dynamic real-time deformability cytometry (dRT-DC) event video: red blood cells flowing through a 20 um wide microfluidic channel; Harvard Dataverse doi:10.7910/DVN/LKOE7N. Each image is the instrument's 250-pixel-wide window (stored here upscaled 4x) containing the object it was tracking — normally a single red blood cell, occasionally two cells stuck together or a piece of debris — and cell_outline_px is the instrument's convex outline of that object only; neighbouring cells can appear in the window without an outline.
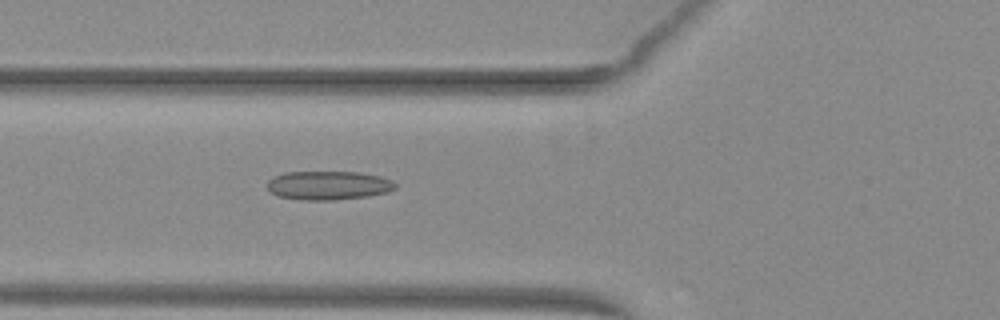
{"species": "common noctule bat (a hibernating species)", "species_latin": "Nyctalus noctula", "temperature_condition": "warm", "stored_images_in_passage": 22, "camera_frame_rate_fps": 3000, "um_per_image_px": 0.085, "animal": {"sex": "female", "body_mass_g": 29.2, "forearm_length_mm": 56.3}, "frame": {"image": 1, "passage_image": 4, "time_ms": 1.0, "image_size_px": [1000, 320], "cell_outline_px": [[396, 188], [388, 192], [368, 196], [332, 200], [300, 200], [280, 196], [272, 192], [268, 188], [268, 180], [272, 176], [284, 172], [360, 172], [380, 176], [392, 180], [396, 184]], "centroid_in_image_um": [27.92, 15.75], "position_along_channel_um": 97.9, "area_um2": 21.56}}
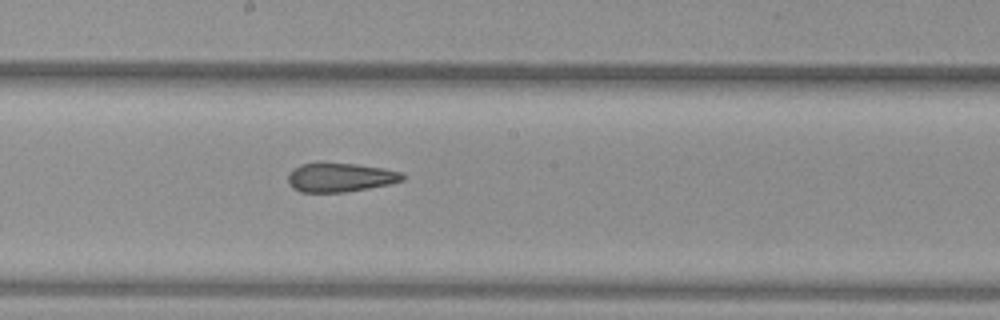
{"frame": {"image": 2, "passage_image": 13, "time_ms": 4.0, "image_size_px": [1000, 320], "cell_outline_px": [[408, 176], [404, 180], [388, 184], [368, 188], [344, 192], [300, 192], [292, 188], [288, 184], [288, 176], [300, 164], [320, 160], [356, 164], [384, 168], [400, 172]], "centroid_in_image_um": [28.9, 15.05], "position_along_channel_um": 219.3, "area_um2": 19.83}}
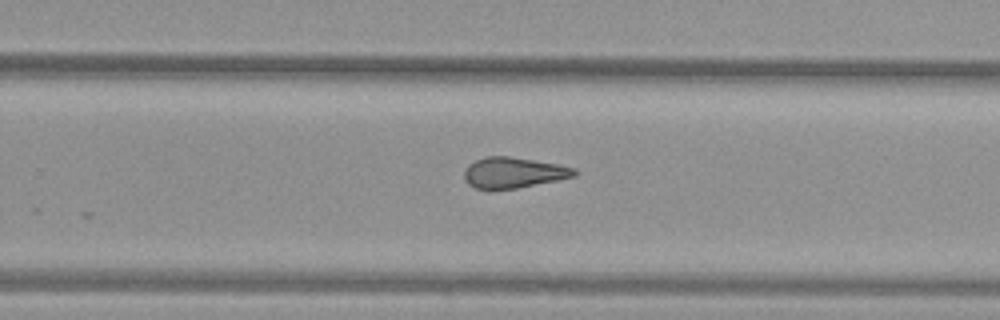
{"frame": {"image": 3, "passage_image": 18, "time_ms": 5.667, "image_size_px": [1000, 320], "cell_outline_px": [[576, 176], [516, 188], [476, 188], [468, 184], [464, 180], [464, 172], [468, 164], [484, 156], [512, 156], [556, 164], [576, 168]], "centroid_in_image_um": [43.62, 14.65], "position_along_channel_um": 286.2, "area_um2": 19.48}}